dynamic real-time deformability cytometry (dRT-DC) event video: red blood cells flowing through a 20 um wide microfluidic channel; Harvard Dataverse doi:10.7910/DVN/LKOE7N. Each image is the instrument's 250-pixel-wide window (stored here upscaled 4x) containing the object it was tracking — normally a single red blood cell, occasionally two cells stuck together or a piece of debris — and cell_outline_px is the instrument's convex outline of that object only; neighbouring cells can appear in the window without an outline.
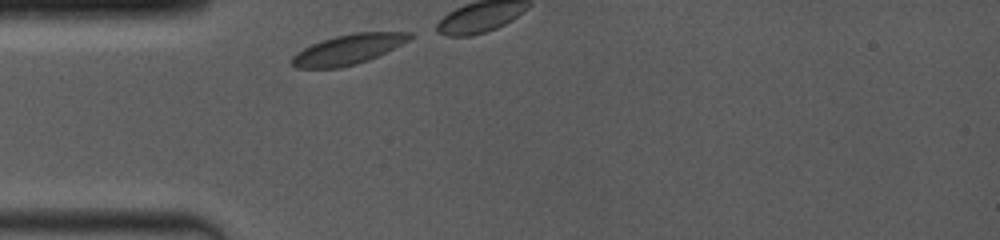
{"species": "common noctule bat (a hibernating species)", "species_latin": "Nyctalus noctula", "temperature_condition": "room temperature", "stored_images_in_passage": 6, "camera_frame_rate_fps": 4000, "um_per_image_px": 0.085, "animal": {"sex": "female", "body_mass_g": 19.0, "forearm_length_mm": 53.3}, "frame": {"image": 1, "passage_image": 1, "time_ms": 0.0, "image_size_px": [1000, 240], "cell_outline_px": [[416, 36], [368, 60], [356, 64], [340, 68], [296, 68], [288, 60], [292, 56], [304, 48], [320, 40], [352, 32], [412, 32]], "centroid_in_image_um": [29.56, 4.19], "position_along_channel_um": 55.4, "area_um2": 20.52}}